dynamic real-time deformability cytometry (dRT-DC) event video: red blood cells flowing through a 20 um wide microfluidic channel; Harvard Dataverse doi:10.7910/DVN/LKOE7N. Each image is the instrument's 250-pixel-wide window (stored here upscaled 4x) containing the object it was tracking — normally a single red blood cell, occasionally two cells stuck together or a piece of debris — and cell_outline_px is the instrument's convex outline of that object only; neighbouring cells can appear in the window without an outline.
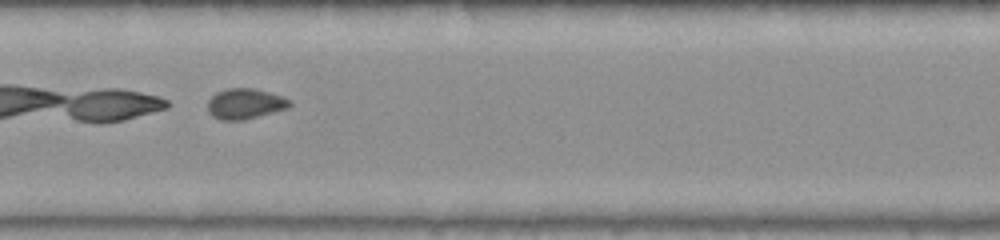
{"species": "common noctule bat (a hibernating species)", "species_latin": "Nyctalus noctula", "temperature_condition": "warm", "stored_images_in_passage": 35, "camera_frame_rate_fps": 3000, "um_per_image_px": 0.085, "animal": {"sex": "female", "body_mass_g": 22.0, "forearm_length_mm": 56.7}, "frame": {"image": 1, "passage_image": 11, "time_ms": 3.333, "image_size_px": [1000, 240], "cell_outline_px": [[292, 104], [288, 108], [244, 120], [220, 120], [212, 116], [208, 112], [208, 100], [216, 92], [228, 88], [252, 88], [268, 92], [280, 96], [288, 100]], "centroid_in_image_um": [20.79, 8.83], "position_along_channel_um": 186.6, "area_um2": 14.45}, "authors_computed_cell_mechanics": {"area_um2": 14.45, "velocity_mm_per_s": 3.9033, "shape_relaxation_time_tau1_ms": 0.2192, "shape_relaxation_time_tau2_ms": 1.3662, "deformation_change_tau1": 0.3703, "deformation_change_tau2": 0.0558}}